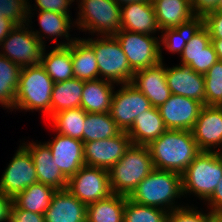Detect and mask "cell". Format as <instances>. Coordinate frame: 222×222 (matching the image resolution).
Wrapping results in <instances>:
<instances>
[{
	"mask_svg": "<svg viewBox=\"0 0 222 222\" xmlns=\"http://www.w3.org/2000/svg\"><path fill=\"white\" fill-rule=\"evenodd\" d=\"M155 169L182 174L201 152L190 130H166L149 145Z\"/></svg>",
	"mask_w": 222,
	"mask_h": 222,
	"instance_id": "1",
	"label": "cell"
},
{
	"mask_svg": "<svg viewBox=\"0 0 222 222\" xmlns=\"http://www.w3.org/2000/svg\"><path fill=\"white\" fill-rule=\"evenodd\" d=\"M183 195L181 174L154 169L137 185L128 198L137 204L170 212L181 207L175 205V200Z\"/></svg>",
	"mask_w": 222,
	"mask_h": 222,
	"instance_id": "2",
	"label": "cell"
},
{
	"mask_svg": "<svg viewBox=\"0 0 222 222\" xmlns=\"http://www.w3.org/2000/svg\"><path fill=\"white\" fill-rule=\"evenodd\" d=\"M154 169L149 147L131 144L124 156L108 170L112 193L129 197Z\"/></svg>",
	"mask_w": 222,
	"mask_h": 222,
	"instance_id": "3",
	"label": "cell"
},
{
	"mask_svg": "<svg viewBox=\"0 0 222 222\" xmlns=\"http://www.w3.org/2000/svg\"><path fill=\"white\" fill-rule=\"evenodd\" d=\"M54 81L41 64L21 68L14 109L40 110L51 118Z\"/></svg>",
	"mask_w": 222,
	"mask_h": 222,
	"instance_id": "4",
	"label": "cell"
},
{
	"mask_svg": "<svg viewBox=\"0 0 222 222\" xmlns=\"http://www.w3.org/2000/svg\"><path fill=\"white\" fill-rule=\"evenodd\" d=\"M222 178V158L217 151H201L181 174L183 194L194 193L207 201Z\"/></svg>",
	"mask_w": 222,
	"mask_h": 222,
	"instance_id": "5",
	"label": "cell"
},
{
	"mask_svg": "<svg viewBox=\"0 0 222 222\" xmlns=\"http://www.w3.org/2000/svg\"><path fill=\"white\" fill-rule=\"evenodd\" d=\"M94 50L98 64L99 76L112 83H131L134 72L128 59L114 35L84 39Z\"/></svg>",
	"mask_w": 222,
	"mask_h": 222,
	"instance_id": "6",
	"label": "cell"
},
{
	"mask_svg": "<svg viewBox=\"0 0 222 222\" xmlns=\"http://www.w3.org/2000/svg\"><path fill=\"white\" fill-rule=\"evenodd\" d=\"M26 26L29 24L16 25L0 44L3 48L0 54L21 68L40 64L46 46L45 36Z\"/></svg>",
	"mask_w": 222,
	"mask_h": 222,
	"instance_id": "7",
	"label": "cell"
},
{
	"mask_svg": "<svg viewBox=\"0 0 222 222\" xmlns=\"http://www.w3.org/2000/svg\"><path fill=\"white\" fill-rule=\"evenodd\" d=\"M77 28L101 36L115 35L121 28V6L113 0H81Z\"/></svg>",
	"mask_w": 222,
	"mask_h": 222,
	"instance_id": "8",
	"label": "cell"
},
{
	"mask_svg": "<svg viewBox=\"0 0 222 222\" xmlns=\"http://www.w3.org/2000/svg\"><path fill=\"white\" fill-rule=\"evenodd\" d=\"M125 53L131 70L136 71L163 62L160 37L120 29L115 35ZM159 38V39H158Z\"/></svg>",
	"mask_w": 222,
	"mask_h": 222,
	"instance_id": "9",
	"label": "cell"
},
{
	"mask_svg": "<svg viewBox=\"0 0 222 222\" xmlns=\"http://www.w3.org/2000/svg\"><path fill=\"white\" fill-rule=\"evenodd\" d=\"M67 190L86 206L113 194L108 170L87 165L68 179Z\"/></svg>",
	"mask_w": 222,
	"mask_h": 222,
	"instance_id": "10",
	"label": "cell"
},
{
	"mask_svg": "<svg viewBox=\"0 0 222 222\" xmlns=\"http://www.w3.org/2000/svg\"><path fill=\"white\" fill-rule=\"evenodd\" d=\"M151 107L150 100L141 91L131 83H126L114 91L109 113L117 127L127 132L137 116Z\"/></svg>",
	"mask_w": 222,
	"mask_h": 222,
	"instance_id": "11",
	"label": "cell"
},
{
	"mask_svg": "<svg viewBox=\"0 0 222 222\" xmlns=\"http://www.w3.org/2000/svg\"><path fill=\"white\" fill-rule=\"evenodd\" d=\"M37 182V172L32 156L21 145L1 176L0 191L14 198L18 193Z\"/></svg>",
	"mask_w": 222,
	"mask_h": 222,
	"instance_id": "12",
	"label": "cell"
},
{
	"mask_svg": "<svg viewBox=\"0 0 222 222\" xmlns=\"http://www.w3.org/2000/svg\"><path fill=\"white\" fill-rule=\"evenodd\" d=\"M130 145V137L125 131H121L115 137L85 142V165L109 170L124 156Z\"/></svg>",
	"mask_w": 222,
	"mask_h": 222,
	"instance_id": "13",
	"label": "cell"
},
{
	"mask_svg": "<svg viewBox=\"0 0 222 222\" xmlns=\"http://www.w3.org/2000/svg\"><path fill=\"white\" fill-rule=\"evenodd\" d=\"M202 104L194 99L172 94L158 107L167 130H192Z\"/></svg>",
	"mask_w": 222,
	"mask_h": 222,
	"instance_id": "14",
	"label": "cell"
},
{
	"mask_svg": "<svg viewBox=\"0 0 222 222\" xmlns=\"http://www.w3.org/2000/svg\"><path fill=\"white\" fill-rule=\"evenodd\" d=\"M191 132L200 151L222 146V106L203 105Z\"/></svg>",
	"mask_w": 222,
	"mask_h": 222,
	"instance_id": "15",
	"label": "cell"
},
{
	"mask_svg": "<svg viewBox=\"0 0 222 222\" xmlns=\"http://www.w3.org/2000/svg\"><path fill=\"white\" fill-rule=\"evenodd\" d=\"M167 67L160 61L154 66L136 71L131 84L141 91L152 107L158 108L172 95L166 80Z\"/></svg>",
	"mask_w": 222,
	"mask_h": 222,
	"instance_id": "16",
	"label": "cell"
},
{
	"mask_svg": "<svg viewBox=\"0 0 222 222\" xmlns=\"http://www.w3.org/2000/svg\"><path fill=\"white\" fill-rule=\"evenodd\" d=\"M50 142H45L51 149L53 161L69 179L85 165L84 142L69 136L56 134Z\"/></svg>",
	"mask_w": 222,
	"mask_h": 222,
	"instance_id": "17",
	"label": "cell"
},
{
	"mask_svg": "<svg viewBox=\"0 0 222 222\" xmlns=\"http://www.w3.org/2000/svg\"><path fill=\"white\" fill-rule=\"evenodd\" d=\"M166 80L172 94L194 99L205 105L204 75L195 72L190 66L179 64L167 67Z\"/></svg>",
	"mask_w": 222,
	"mask_h": 222,
	"instance_id": "18",
	"label": "cell"
},
{
	"mask_svg": "<svg viewBox=\"0 0 222 222\" xmlns=\"http://www.w3.org/2000/svg\"><path fill=\"white\" fill-rule=\"evenodd\" d=\"M180 56L181 64L188 65L203 75L218 61L208 30L204 26L186 43Z\"/></svg>",
	"mask_w": 222,
	"mask_h": 222,
	"instance_id": "19",
	"label": "cell"
},
{
	"mask_svg": "<svg viewBox=\"0 0 222 222\" xmlns=\"http://www.w3.org/2000/svg\"><path fill=\"white\" fill-rule=\"evenodd\" d=\"M32 156L39 183L47 184L56 190L67 189L68 178L53 161L51 149L46 143H22Z\"/></svg>",
	"mask_w": 222,
	"mask_h": 222,
	"instance_id": "20",
	"label": "cell"
},
{
	"mask_svg": "<svg viewBox=\"0 0 222 222\" xmlns=\"http://www.w3.org/2000/svg\"><path fill=\"white\" fill-rule=\"evenodd\" d=\"M120 29L146 35L160 31L153 3L133 2L122 5Z\"/></svg>",
	"mask_w": 222,
	"mask_h": 222,
	"instance_id": "21",
	"label": "cell"
},
{
	"mask_svg": "<svg viewBox=\"0 0 222 222\" xmlns=\"http://www.w3.org/2000/svg\"><path fill=\"white\" fill-rule=\"evenodd\" d=\"M87 206L67 189L57 190L44 213L45 222H86Z\"/></svg>",
	"mask_w": 222,
	"mask_h": 222,
	"instance_id": "22",
	"label": "cell"
},
{
	"mask_svg": "<svg viewBox=\"0 0 222 222\" xmlns=\"http://www.w3.org/2000/svg\"><path fill=\"white\" fill-rule=\"evenodd\" d=\"M167 128L158 108L151 107L137 116L132 127L127 131L131 144L149 145L153 140L158 139Z\"/></svg>",
	"mask_w": 222,
	"mask_h": 222,
	"instance_id": "23",
	"label": "cell"
},
{
	"mask_svg": "<svg viewBox=\"0 0 222 222\" xmlns=\"http://www.w3.org/2000/svg\"><path fill=\"white\" fill-rule=\"evenodd\" d=\"M114 83L101 78L84 81L81 108L86 113L110 112Z\"/></svg>",
	"mask_w": 222,
	"mask_h": 222,
	"instance_id": "24",
	"label": "cell"
},
{
	"mask_svg": "<svg viewBox=\"0 0 222 222\" xmlns=\"http://www.w3.org/2000/svg\"><path fill=\"white\" fill-rule=\"evenodd\" d=\"M153 6L161 31L175 28L195 16L190 0H156Z\"/></svg>",
	"mask_w": 222,
	"mask_h": 222,
	"instance_id": "25",
	"label": "cell"
},
{
	"mask_svg": "<svg viewBox=\"0 0 222 222\" xmlns=\"http://www.w3.org/2000/svg\"><path fill=\"white\" fill-rule=\"evenodd\" d=\"M71 58L74 78L83 81L100 78L95 52L84 39L75 37L71 42Z\"/></svg>",
	"mask_w": 222,
	"mask_h": 222,
	"instance_id": "26",
	"label": "cell"
},
{
	"mask_svg": "<svg viewBox=\"0 0 222 222\" xmlns=\"http://www.w3.org/2000/svg\"><path fill=\"white\" fill-rule=\"evenodd\" d=\"M44 49L41 65L54 83L74 78L71 58V43L67 46H55L49 53Z\"/></svg>",
	"mask_w": 222,
	"mask_h": 222,
	"instance_id": "27",
	"label": "cell"
},
{
	"mask_svg": "<svg viewBox=\"0 0 222 222\" xmlns=\"http://www.w3.org/2000/svg\"><path fill=\"white\" fill-rule=\"evenodd\" d=\"M84 81L72 78L54 83L51 95V117L63 110L81 107Z\"/></svg>",
	"mask_w": 222,
	"mask_h": 222,
	"instance_id": "28",
	"label": "cell"
},
{
	"mask_svg": "<svg viewBox=\"0 0 222 222\" xmlns=\"http://www.w3.org/2000/svg\"><path fill=\"white\" fill-rule=\"evenodd\" d=\"M126 196H110L87 205L86 222H124Z\"/></svg>",
	"mask_w": 222,
	"mask_h": 222,
	"instance_id": "29",
	"label": "cell"
},
{
	"mask_svg": "<svg viewBox=\"0 0 222 222\" xmlns=\"http://www.w3.org/2000/svg\"><path fill=\"white\" fill-rule=\"evenodd\" d=\"M56 191L52 186L37 182L18 193L13 198V203L20 209L44 214Z\"/></svg>",
	"mask_w": 222,
	"mask_h": 222,
	"instance_id": "30",
	"label": "cell"
},
{
	"mask_svg": "<svg viewBox=\"0 0 222 222\" xmlns=\"http://www.w3.org/2000/svg\"><path fill=\"white\" fill-rule=\"evenodd\" d=\"M203 26V17L194 16L185 23L170 29L161 31L160 37L161 44L172 53H181L192 37ZM162 39V40H161Z\"/></svg>",
	"mask_w": 222,
	"mask_h": 222,
	"instance_id": "31",
	"label": "cell"
},
{
	"mask_svg": "<svg viewBox=\"0 0 222 222\" xmlns=\"http://www.w3.org/2000/svg\"><path fill=\"white\" fill-rule=\"evenodd\" d=\"M21 67L0 54V104L14 108Z\"/></svg>",
	"mask_w": 222,
	"mask_h": 222,
	"instance_id": "32",
	"label": "cell"
},
{
	"mask_svg": "<svg viewBox=\"0 0 222 222\" xmlns=\"http://www.w3.org/2000/svg\"><path fill=\"white\" fill-rule=\"evenodd\" d=\"M121 132L110 113H86L83 142L115 137Z\"/></svg>",
	"mask_w": 222,
	"mask_h": 222,
	"instance_id": "33",
	"label": "cell"
},
{
	"mask_svg": "<svg viewBox=\"0 0 222 222\" xmlns=\"http://www.w3.org/2000/svg\"><path fill=\"white\" fill-rule=\"evenodd\" d=\"M38 21L40 24V32H44L53 39V43L57 42V37H65L67 40L66 42H62L57 44V46H67L69 43L73 42L74 38H69V30L71 29V16L69 14H62L57 12H50V11H39L38 12ZM55 37V38H54ZM70 39V40H69Z\"/></svg>",
	"mask_w": 222,
	"mask_h": 222,
	"instance_id": "34",
	"label": "cell"
},
{
	"mask_svg": "<svg viewBox=\"0 0 222 222\" xmlns=\"http://www.w3.org/2000/svg\"><path fill=\"white\" fill-rule=\"evenodd\" d=\"M85 116L86 112L79 107L60 111L50 120L59 134L83 141Z\"/></svg>",
	"mask_w": 222,
	"mask_h": 222,
	"instance_id": "35",
	"label": "cell"
},
{
	"mask_svg": "<svg viewBox=\"0 0 222 222\" xmlns=\"http://www.w3.org/2000/svg\"><path fill=\"white\" fill-rule=\"evenodd\" d=\"M168 211L163 209L140 205L128 197L124 207V222H168Z\"/></svg>",
	"mask_w": 222,
	"mask_h": 222,
	"instance_id": "36",
	"label": "cell"
},
{
	"mask_svg": "<svg viewBox=\"0 0 222 222\" xmlns=\"http://www.w3.org/2000/svg\"><path fill=\"white\" fill-rule=\"evenodd\" d=\"M205 105L222 106V61H217L205 74Z\"/></svg>",
	"mask_w": 222,
	"mask_h": 222,
	"instance_id": "37",
	"label": "cell"
},
{
	"mask_svg": "<svg viewBox=\"0 0 222 222\" xmlns=\"http://www.w3.org/2000/svg\"><path fill=\"white\" fill-rule=\"evenodd\" d=\"M27 1L28 0H0V17L9 19L15 25L28 23L31 21L32 6Z\"/></svg>",
	"mask_w": 222,
	"mask_h": 222,
	"instance_id": "38",
	"label": "cell"
},
{
	"mask_svg": "<svg viewBox=\"0 0 222 222\" xmlns=\"http://www.w3.org/2000/svg\"><path fill=\"white\" fill-rule=\"evenodd\" d=\"M168 222H216V213H202L194 207L182 206L168 213Z\"/></svg>",
	"mask_w": 222,
	"mask_h": 222,
	"instance_id": "39",
	"label": "cell"
},
{
	"mask_svg": "<svg viewBox=\"0 0 222 222\" xmlns=\"http://www.w3.org/2000/svg\"><path fill=\"white\" fill-rule=\"evenodd\" d=\"M203 26L208 30L211 39H222V13L211 12L203 17Z\"/></svg>",
	"mask_w": 222,
	"mask_h": 222,
	"instance_id": "40",
	"label": "cell"
},
{
	"mask_svg": "<svg viewBox=\"0 0 222 222\" xmlns=\"http://www.w3.org/2000/svg\"><path fill=\"white\" fill-rule=\"evenodd\" d=\"M75 0H35L39 11H50L62 14H70V5ZM69 8V9H68Z\"/></svg>",
	"mask_w": 222,
	"mask_h": 222,
	"instance_id": "41",
	"label": "cell"
},
{
	"mask_svg": "<svg viewBox=\"0 0 222 222\" xmlns=\"http://www.w3.org/2000/svg\"><path fill=\"white\" fill-rule=\"evenodd\" d=\"M8 222H45V218L44 214L20 209L13 203Z\"/></svg>",
	"mask_w": 222,
	"mask_h": 222,
	"instance_id": "42",
	"label": "cell"
},
{
	"mask_svg": "<svg viewBox=\"0 0 222 222\" xmlns=\"http://www.w3.org/2000/svg\"><path fill=\"white\" fill-rule=\"evenodd\" d=\"M219 0H190L192 12L195 16L204 17L208 13L216 11Z\"/></svg>",
	"mask_w": 222,
	"mask_h": 222,
	"instance_id": "43",
	"label": "cell"
},
{
	"mask_svg": "<svg viewBox=\"0 0 222 222\" xmlns=\"http://www.w3.org/2000/svg\"><path fill=\"white\" fill-rule=\"evenodd\" d=\"M208 205L210 206V211L213 213L222 212V178L216 186L215 191L212 196L207 200Z\"/></svg>",
	"mask_w": 222,
	"mask_h": 222,
	"instance_id": "44",
	"label": "cell"
},
{
	"mask_svg": "<svg viewBox=\"0 0 222 222\" xmlns=\"http://www.w3.org/2000/svg\"><path fill=\"white\" fill-rule=\"evenodd\" d=\"M13 198L0 191V222L9 221Z\"/></svg>",
	"mask_w": 222,
	"mask_h": 222,
	"instance_id": "45",
	"label": "cell"
},
{
	"mask_svg": "<svg viewBox=\"0 0 222 222\" xmlns=\"http://www.w3.org/2000/svg\"><path fill=\"white\" fill-rule=\"evenodd\" d=\"M15 26L9 19L0 17V44Z\"/></svg>",
	"mask_w": 222,
	"mask_h": 222,
	"instance_id": "46",
	"label": "cell"
},
{
	"mask_svg": "<svg viewBox=\"0 0 222 222\" xmlns=\"http://www.w3.org/2000/svg\"><path fill=\"white\" fill-rule=\"evenodd\" d=\"M211 42L214 46L218 60L222 61V39H211Z\"/></svg>",
	"mask_w": 222,
	"mask_h": 222,
	"instance_id": "47",
	"label": "cell"
},
{
	"mask_svg": "<svg viewBox=\"0 0 222 222\" xmlns=\"http://www.w3.org/2000/svg\"><path fill=\"white\" fill-rule=\"evenodd\" d=\"M113 1L116 2L119 6L133 2H150V0H113Z\"/></svg>",
	"mask_w": 222,
	"mask_h": 222,
	"instance_id": "48",
	"label": "cell"
},
{
	"mask_svg": "<svg viewBox=\"0 0 222 222\" xmlns=\"http://www.w3.org/2000/svg\"><path fill=\"white\" fill-rule=\"evenodd\" d=\"M216 11L222 13V0L218 1Z\"/></svg>",
	"mask_w": 222,
	"mask_h": 222,
	"instance_id": "49",
	"label": "cell"
},
{
	"mask_svg": "<svg viewBox=\"0 0 222 222\" xmlns=\"http://www.w3.org/2000/svg\"><path fill=\"white\" fill-rule=\"evenodd\" d=\"M216 222H222V212L216 214Z\"/></svg>",
	"mask_w": 222,
	"mask_h": 222,
	"instance_id": "50",
	"label": "cell"
},
{
	"mask_svg": "<svg viewBox=\"0 0 222 222\" xmlns=\"http://www.w3.org/2000/svg\"><path fill=\"white\" fill-rule=\"evenodd\" d=\"M222 146H221V148H218L216 151H217V153H218V155L222 158Z\"/></svg>",
	"mask_w": 222,
	"mask_h": 222,
	"instance_id": "51",
	"label": "cell"
}]
</instances>
